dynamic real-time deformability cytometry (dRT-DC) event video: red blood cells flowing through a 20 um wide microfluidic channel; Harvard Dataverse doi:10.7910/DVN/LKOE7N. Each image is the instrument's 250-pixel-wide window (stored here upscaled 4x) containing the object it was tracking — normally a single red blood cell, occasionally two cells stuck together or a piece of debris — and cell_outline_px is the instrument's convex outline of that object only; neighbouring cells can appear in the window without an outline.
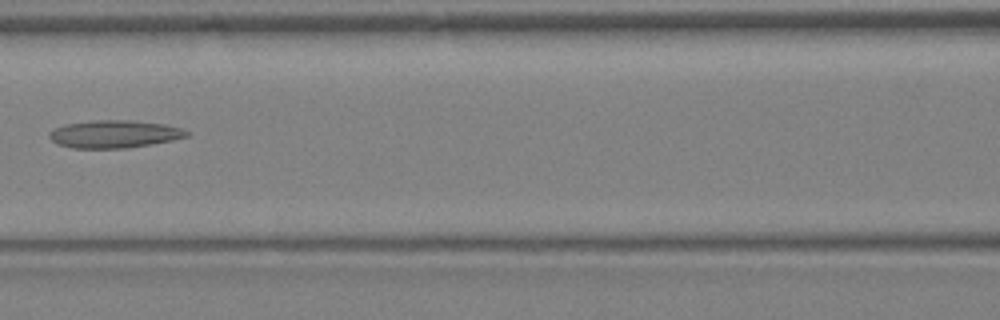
{"species": "Egyptian fruit bat (a non-hibernating species)", "species_latin": "Rousettus aegyptiacus", "temperature_condition": "warm", "stored_images_in_passage": 21, "camera_frame_rate_fps": 3000, "um_per_image_px": 0.085, "animal": {"sex": "female"}, "frame": {"image": 1, "passage_image": 5, "time_ms": 1.333, "image_size_px": [1000, 320], "cell_outline_px": [[192, 132], [188, 136], [172, 140], [152, 144], [128, 148], [72, 148], [56, 144], [48, 136], [48, 132], [52, 128], [64, 124], [92, 120], [136, 120], [164, 124], [184, 128]], "centroid_in_image_um": [9.72, 11.39], "position_along_channel_um": 156.9, "area_um2": 22.6}}
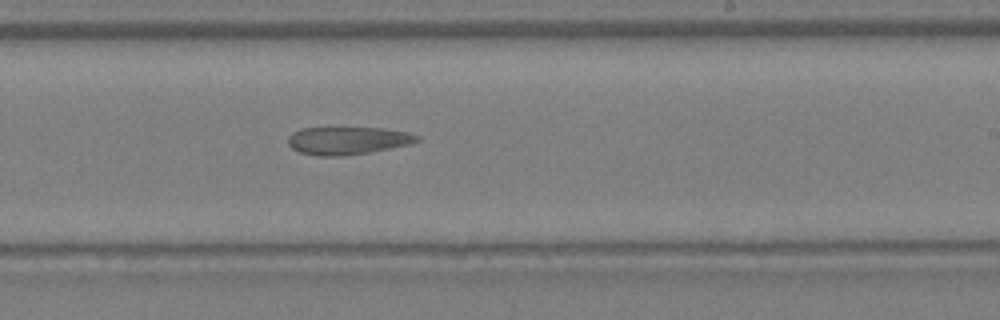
{"frame": {"image": 2, "passage_image": 10, "time_ms": 3.0, "image_size_px": [1000, 320], "cell_outline_px": [[420, 140], [412, 144], [368, 152], [340, 156], [316, 156], [300, 152], [292, 148], [288, 144], [288, 136], [292, 132], [300, 128], [384, 128], [408, 132], [420, 136]], "centroid_in_image_um": [29.55, 11.94], "position_along_channel_um": 259.4, "area_um2": 20.92}}
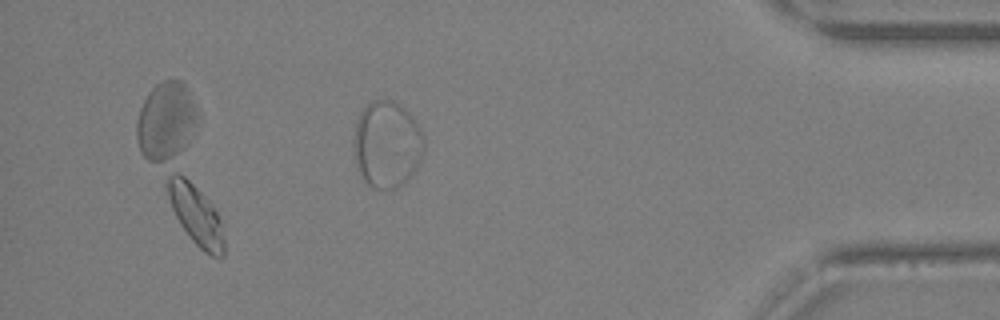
{"frame": {"image": 3, "passage_image": 19, "time_ms": 6.0, "image_size_px": [1000, 320], "cell_outline_px": [[424, 148], [420, 160], [408, 180], [404, 184], [396, 188], [372, 188], [364, 184], [356, 172], [352, 144], [352, 140], [356, 120], [360, 112], [372, 100], [392, 100], [404, 108], [412, 116], [420, 128], [424, 136]], "centroid_in_image_um": [32.84, 12.3], "position_along_channel_um": 402.4, "area_um2": 36.3}}